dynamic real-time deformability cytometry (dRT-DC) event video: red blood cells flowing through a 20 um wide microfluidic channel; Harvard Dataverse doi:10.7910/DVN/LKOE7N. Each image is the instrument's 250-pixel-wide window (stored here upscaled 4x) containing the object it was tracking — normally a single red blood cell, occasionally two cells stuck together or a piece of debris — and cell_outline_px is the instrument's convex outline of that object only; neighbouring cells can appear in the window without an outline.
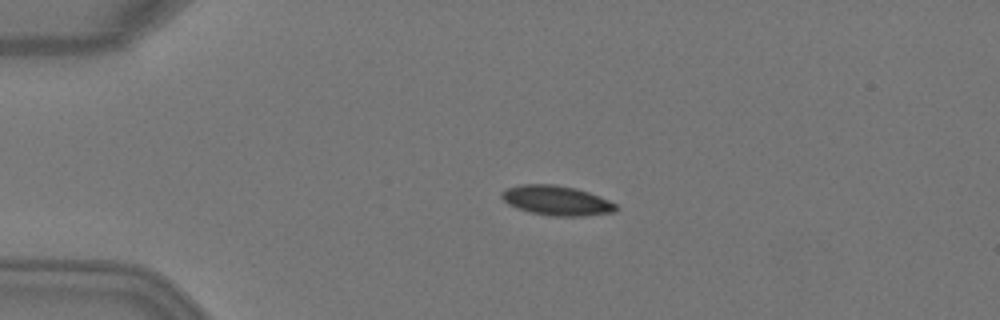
{"species": "Egyptian fruit bat (a non-hibernating species)", "species_latin": "Rousettus aegyptiacus", "temperature_condition": "warm", "stored_images_in_passage": 3, "camera_frame_rate_fps": 3000, "um_per_image_px": 0.085, "animal": {"sex": "female"}, "frame": {"image": 1, "passage_image": 2, "time_ms": 0.333, "image_size_px": [1000, 320], "cell_outline_px": [[616, 212], [584, 216], [548, 216], [528, 212], [516, 208], [508, 204], [500, 196], [500, 192], [508, 188], [520, 184], [556, 184], [576, 188], [600, 196], [616, 204]], "centroid_in_image_um": [47.29, 17.05], "position_along_channel_um": 37.7, "area_um2": 20.0}}